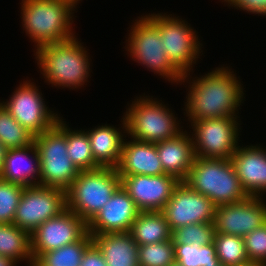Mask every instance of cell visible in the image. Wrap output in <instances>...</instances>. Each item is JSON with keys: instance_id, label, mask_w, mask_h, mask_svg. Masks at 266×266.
<instances>
[{"instance_id": "1", "label": "cell", "mask_w": 266, "mask_h": 266, "mask_svg": "<svg viewBox=\"0 0 266 266\" xmlns=\"http://www.w3.org/2000/svg\"><path fill=\"white\" fill-rule=\"evenodd\" d=\"M228 67L212 70L189 85L185 110L189 121L238 117L243 87Z\"/></svg>"}, {"instance_id": "2", "label": "cell", "mask_w": 266, "mask_h": 266, "mask_svg": "<svg viewBox=\"0 0 266 266\" xmlns=\"http://www.w3.org/2000/svg\"><path fill=\"white\" fill-rule=\"evenodd\" d=\"M75 5L71 0H22V26L33 42L37 43V49L75 37L71 15Z\"/></svg>"}, {"instance_id": "3", "label": "cell", "mask_w": 266, "mask_h": 266, "mask_svg": "<svg viewBox=\"0 0 266 266\" xmlns=\"http://www.w3.org/2000/svg\"><path fill=\"white\" fill-rule=\"evenodd\" d=\"M73 38L36 49V59L46 82L63 88H78L87 82L90 63L87 50Z\"/></svg>"}, {"instance_id": "4", "label": "cell", "mask_w": 266, "mask_h": 266, "mask_svg": "<svg viewBox=\"0 0 266 266\" xmlns=\"http://www.w3.org/2000/svg\"><path fill=\"white\" fill-rule=\"evenodd\" d=\"M186 182L194 191L208 197L217 207L245 200L231 159L195 157Z\"/></svg>"}, {"instance_id": "5", "label": "cell", "mask_w": 266, "mask_h": 266, "mask_svg": "<svg viewBox=\"0 0 266 266\" xmlns=\"http://www.w3.org/2000/svg\"><path fill=\"white\" fill-rule=\"evenodd\" d=\"M120 185L116 168L80 171L66 190L67 209L88 224Z\"/></svg>"}, {"instance_id": "6", "label": "cell", "mask_w": 266, "mask_h": 266, "mask_svg": "<svg viewBox=\"0 0 266 266\" xmlns=\"http://www.w3.org/2000/svg\"><path fill=\"white\" fill-rule=\"evenodd\" d=\"M141 97L132 102L123 116V133L129 134L131 139L157 143L175 138L183 132L180 123L166 105L149 96Z\"/></svg>"}, {"instance_id": "7", "label": "cell", "mask_w": 266, "mask_h": 266, "mask_svg": "<svg viewBox=\"0 0 266 266\" xmlns=\"http://www.w3.org/2000/svg\"><path fill=\"white\" fill-rule=\"evenodd\" d=\"M61 117L49 130L34 137L40 160L39 185L67 190L79 174L67 153L66 123Z\"/></svg>"}, {"instance_id": "8", "label": "cell", "mask_w": 266, "mask_h": 266, "mask_svg": "<svg viewBox=\"0 0 266 266\" xmlns=\"http://www.w3.org/2000/svg\"><path fill=\"white\" fill-rule=\"evenodd\" d=\"M145 17L158 29L169 61L182 74L181 82H185L202 47L196 31L186 21L166 13H151Z\"/></svg>"}, {"instance_id": "9", "label": "cell", "mask_w": 266, "mask_h": 266, "mask_svg": "<svg viewBox=\"0 0 266 266\" xmlns=\"http://www.w3.org/2000/svg\"><path fill=\"white\" fill-rule=\"evenodd\" d=\"M131 28L126 48L132 59L152 69L154 74L180 83L182 74L169 61L158 29L145 16L135 20Z\"/></svg>"}, {"instance_id": "10", "label": "cell", "mask_w": 266, "mask_h": 266, "mask_svg": "<svg viewBox=\"0 0 266 266\" xmlns=\"http://www.w3.org/2000/svg\"><path fill=\"white\" fill-rule=\"evenodd\" d=\"M195 157L231 159L238 148L237 117L189 121ZM238 138V139H237Z\"/></svg>"}, {"instance_id": "11", "label": "cell", "mask_w": 266, "mask_h": 266, "mask_svg": "<svg viewBox=\"0 0 266 266\" xmlns=\"http://www.w3.org/2000/svg\"><path fill=\"white\" fill-rule=\"evenodd\" d=\"M66 209L65 190L41 185L24 187L13 224L31 234L39 225Z\"/></svg>"}, {"instance_id": "12", "label": "cell", "mask_w": 266, "mask_h": 266, "mask_svg": "<svg viewBox=\"0 0 266 266\" xmlns=\"http://www.w3.org/2000/svg\"><path fill=\"white\" fill-rule=\"evenodd\" d=\"M38 87L29 81H24L13 92L6 102H1L25 129L34 136L51 129L60 118L45 105Z\"/></svg>"}, {"instance_id": "13", "label": "cell", "mask_w": 266, "mask_h": 266, "mask_svg": "<svg viewBox=\"0 0 266 266\" xmlns=\"http://www.w3.org/2000/svg\"><path fill=\"white\" fill-rule=\"evenodd\" d=\"M217 206L210 199L180 181L162 209L170 230L193 224L213 222Z\"/></svg>"}, {"instance_id": "14", "label": "cell", "mask_w": 266, "mask_h": 266, "mask_svg": "<svg viewBox=\"0 0 266 266\" xmlns=\"http://www.w3.org/2000/svg\"><path fill=\"white\" fill-rule=\"evenodd\" d=\"M88 232V224L71 210L39 225L31 234V253L34 261L45 252L79 241Z\"/></svg>"}, {"instance_id": "15", "label": "cell", "mask_w": 266, "mask_h": 266, "mask_svg": "<svg viewBox=\"0 0 266 266\" xmlns=\"http://www.w3.org/2000/svg\"><path fill=\"white\" fill-rule=\"evenodd\" d=\"M266 203L261 197L218 206L213 220L215 233L244 237L266 223Z\"/></svg>"}, {"instance_id": "16", "label": "cell", "mask_w": 266, "mask_h": 266, "mask_svg": "<svg viewBox=\"0 0 266 266\" xmlns=\"http://www.w3.org/2000/svg\"><path fill=\"white\" fill-rule=\"evenodd\" d=\"M122 187L140 212L162 211L179 180L169 174L120 176Z\"/></svg>"}, {"instance_id": "17", "label": "cell", "mask_w": 266, "mask_h": 266, "mask_svg": "<svg viewBox=\"0 0 266 266\" xmlns=\"http://www.w3.org/2000/svg\"><path fill=\"white\" fill-rule=\"evenodd\" d=\"M134 200L120 185L102 209L88 223V233L108 234L129 232L139 214Z\"/></svg>"}, {"instance_id": "18", "label": "cell", "mask_w": 266, "mask_h": 266, "mask_svg": "<svg viewBox=\"0 0 266 266\" xmlns=\"http://www.w3.org/2000/svg\"><path fill=\"white\" fill-rule=\"evenodd\" d=\"M238 146L231 157L240 184L248 196L262 197L266 192V149Z\"/></svg>"}, {"instance_id": "19", "label": "cell", "mask_w": 266, "mask_h": 266, "mask_svg": "<svg viewBox=\"0 0 266 266\" xmlns=\"http://www.w3.org/2000/svg\"><path fill=\"white\" fill-rule=\"evenodd\" d=\"M124 139L121 158L116 167L119 176L165 174L159 159L156 143Z\"/></svg>"}, {"instance_id": "20", "label": "cell", "mask_w": 266, "mask_h": 266, "mask_svg": "<svg viewBox=\"0 0 266 266\" xmlns=\"http://www.w3.org/2000/svg\"><path fill=\"white\" fill-rule=\"evenodd\" d=\"M0 178L24 187L39 185L40 160L35 144L7 149Z\"/></svg>"}, {"instance_id": "21", "label": "cell", "mask_w": 266, "mask_h": 266, "mask_svg": "<svg viewBox=\"0 0 266 266\" xmlns=\"http://www.w3.org/2000/svg\"><path fill=\"white\" fill-rule=\"evenodd\" d=\"M156 148L165 174L185 181L195 159L191 136L184 131L175 138L157 142Z\"/></svg>"}, {"instance_id": "22", "label": "cell", "mask_w": 266, "mask_h": 266, "mask_svg": "<svg viewBox=\"0 0 266 266\" xmlns=\"http://www.w3.org/2000/svg\"><path fill=\"white\" fill-rule=\"evenodd\" d=\"M92 238L107 266H139L138 245L129 232L95 234Z\"/></svg>"}, {"instance_id": "23", "label": "cell", "mask_w": 266, "mask_h": 266, "mask_svg": "<svg viewBox=\"0 0 266 266\" xmlns=\"http://www.w3.org/2000/svg\"><path fill=\"white\" fill-rule=\"evenodd\" d=\"M92 154L100 167L116 168L121 158L124 135L114 126H98L86 131Z\"/></svg>"}, {"instance_id": "24", "label": "cell", "mask_w": 266, "mask_h": 266, "mask_svg": "<svg viewBox=\"0 0 266 266\" xmlns=\"http://www.w3.org/2000/svg\"><path fill=\"white\" fill-rule=\"evenodd\" d=\"M129 233L138 246L172 239V231L161 211L139 212Z\"/></svg>"}, {"instance_id": "25", "label": "cell", "mask_w": 266, "mask_h": 266, "mask_svg": "<svg viewBox=\"0 0 266 266\" xmlns=\"http://www.w3.org/2000/svg\"><path fill=\"white\" fill-rule=\"evenodd\" d=\"M0 255L15 263L26 259L29 266H33L30 233L14 224L0 223Z\"/></svg>"}, {"instance_id": "26", "label": "cell", "mask_w": 266, "mask_h": 266, "mask_svg": "<svg viewBox=\"0 0 266 266\" xmlns=\"http://www.w3.org/2000/svg\"><path fill=\"white\" fill-rule=\"evenodd\" d=\"M93 244L87 232L79 241L42 253L33 266H80L84 252Z\"/></svg>"}, {"instance_id": "27", "label": "cell", "mask_w": 266, "mask_h": 266, "mask_svg": "<svg viewBox=\"0 0 266 266\" xmlns=\"http://www.w3.org/2000/svg\"><path fill=\"white\" fill-rule=\"evenodd\" d=\"M66 142L68 156L79 171L100 168L95 162L90 140L85 130H71L66 124Z\"/></svg>"}, {"instance_id": "28", "label": "cell", "mask_w": 266, "mask_h": 266, "mask_svg": "<svg viewBox=\"0 0 266 266\" xmlns=\"http://www.w3.org/2000/svg\"><path fill=\"white\" fill-rule=\"evenodd\" d=\"M216 255L223 266H239L249 262L243 237L224 233H215Z\"/></svg>"}, {"instance_id": "29", "label": "cell", "mask_w": 266, "mask_h": 266, "mask_svg": "<svg viewBox=\"0 0 266 266\" xmlns=\"http://www.w3.org/2000/svg\"><path fill=\"white\" fill-rule=\"evenodd\" d=\"M34 137L0 102V142L7 149L21 148L33 144Z\"/></svg>"}, {"instance_id": "30", "label": "cell", "mask_w": 266, "mask_h": 266, "mask_svg": "<svg viewBox=\"0 0 266 266\" xmlns=\"http://www.w3.org/2000/svg\"><path fill=\"white\" fill-rule=\"evenodd\" d=\"M175 262L182 266L222 265L216 255L214 243L196 245L174 243Z\"/></svg>"}, {"instance_id": "31", "label": "cell", "mask_w": 266, "mask_h": 266, "mask_svg": "<svg viewBox=\"0 0 266 266\" xmlns=\"http://www.w3.org/2000/svg\"><path fill=\"white\" fill-rule=\"evenodd\" d=\"M139 266H169L175 262L173 239L138 246Z\"/></svg>"}, {"instance_id": "32", "label": "cell", "mask_w": 266, "mask_h": 266, "mask_svg": "<svg viewBox=\"0 0 266 266\" xmlns=\"http://www.w3.org/2000/svg\"><path fill=\"white\" fill-rule=\"evenodd\" d=\"M215 228L213 222L193 223L172 232L174 243L196 244L199 246L213 243Z\"/></svg>"}, {"instance_id": "33", "label": "cell", "mask_w": 266, "mask_h": 266, "mask_svg": "<svg viewBox=\"0 0 266 266\" xmlns=\"http://www.w3.org/2000/svg\"><path fill=\"white\" fill-rule=\"evenodd\" d=\"M24 186L0 178V223L13 224Z\"/></svg>"}, {"instance_id": "34", "label": "cell", "mask_w": 266, "mask_h": 266, "mask_svg": "<svg viewBox=\"0 0 266 266\" xmlns=\"http://www.w3.org/2000/svg\"><path fill=\"white\" fill-rule=\"evenodd\" d=\"M249 261L266 265V223L243 237Z\"/></svg>"}, {"instance_id": "35", "label": "cell", "mask_w": 266, "mask_h": 266, "mask_svg": "<svg viewBox=\"0 0 266 266\" xmlns=\"http://www.w3.org/2000/svg\"><path fill=\"white\" fill-rule=\"evenodd\" d=\"M229 6H234L252 14L266 15V0H223Z\"/></svg>"}, {"instance_id": "36", "label": "cell", "mask_w": 266, "mask_h": 266, "mask_svg": "<svg viewBox=\"0 0 266 266\" xmlns=\"http://www.w3.org/2000/svg\"><path fill=\"white\" fill-rule=\"evenodd\" d=\"M80 266H107L102 252L93 243L83 255Z\"/></svg>"}, {"instance_id": "37", "label": "cell", "mask_w": 266, "mask_h": 266, "mask_svg": "<svg viewBox=\"0 0 266 266\" xmlns=\"http://www.w3.org/2000/svg\"><path fill=\"white\" fill-rule=\"evenodd\" d=\"M7 148L0 142V172L3 168Z\"/></svg>"}, {"instance_id": "38", "label": "cell", "mask_w": 266, "mask_h": 266, "mask_svg": "<svg viewBox=\"0 0 266 266\" xmlns=\"http://www.w3.org/2000/svg\"><path fill=\"white\" fill-rule=\"evenodd\" d=\"M16 264L12 259L0 255V266H16Z\"/></svg>"}, {"instance_id": "39", "label": "cell", "mask_w": 266, "mask_h": 266, "mask_svg": "<svg viewBox=\"0 0 266 266\" xmlns=\"http://www.w3.org/2000/svg\"><path fill=\"white\" fill-rule=\"evenodd\" d=\"M239 266H266V265L259 264V263H254V262L249 261L246 264H242V265H239Z\"/></svg>"}, {"instance_id": "40", "label": "cell", "mask_w": 266, "mask_h": 266, "mask_svg": "<svg viewBox=\"0 0 266 266\" xmlns=\"http://www.w3.org/2000/svg\"><path fill=\"white\" fill-rule=\"evenodd\" d=\"M169 266H182V265H180L178 262H174V263H172V264L169 265Z\"/></svg>"}, {"instance_id": "41", "label": "cell", "mask_w": 266, "mask_h": 266, "mask_svg": "<svg viewBox=\"0 0 266 266\" xmlns=\"http://www.w3.org/2000/svg\"><path fill=\"white\" fill-rule=\"evenodd\" d=\"M72 2H75L76 4L79 3L80 0H71Z\"/></svg>"}]
</instances>
